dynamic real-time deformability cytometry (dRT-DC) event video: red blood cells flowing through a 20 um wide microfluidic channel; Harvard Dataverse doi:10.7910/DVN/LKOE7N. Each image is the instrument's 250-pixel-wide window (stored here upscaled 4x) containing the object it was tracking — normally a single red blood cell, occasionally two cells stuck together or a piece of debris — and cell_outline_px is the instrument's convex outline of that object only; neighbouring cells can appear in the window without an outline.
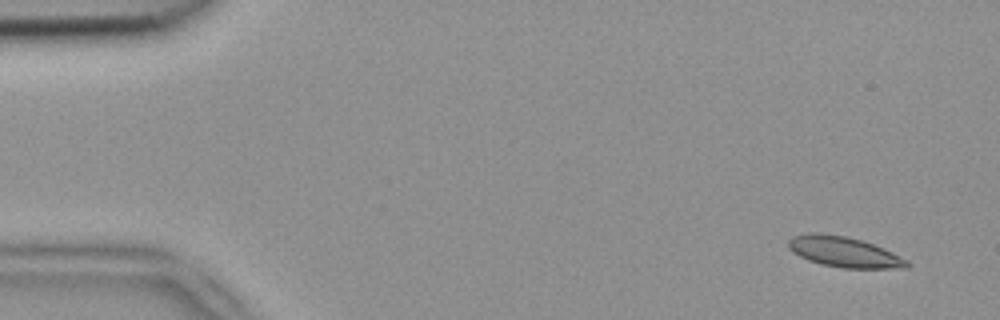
{"species": "common noctule bat (a hibernating species)", "species_latin": "Nyctalus noctula", "temperature_condition": "room temperature", "stored_images_in_passage": 50, "camera_frame_rate_fps": 3000, "um_per_image_px": 0.085, "animal": {"sex": "female", "body_mass_g": 18.4}, "frame": {"image": 1, "passage_image": 1, "time_ms": 0.0, "image_size_px": [1000, 320], "cell_outline_px": [[912, 264], [908, 268], [840, 268], [820, 264], [808, 260], [792, 252], [788, 248], [788, 240], [792, 236], [812, 232], [820, 232], [844, 236], [860, 240], [884, 248], [908, 260]], "centroid_in_image_um": [71.74, 21.42], "position_along_channel_um": 13.3, "area_um2": 21.21}}
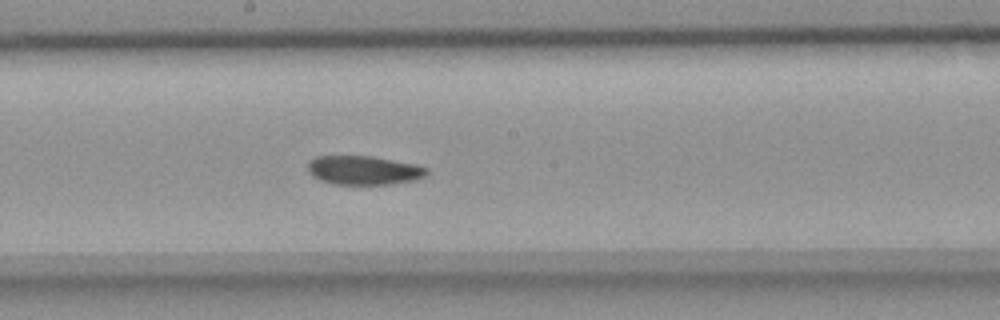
{"frame": {"image": 2, "passage_image": 26, "time_ms": 8.333, "image_size_px": [1000, 320], "cell_outline_px": [[428, 172], [424, 176], [416, 180], [392, 184], [332, 184], [320, 180], [312, 176], [308, 172], [308, 160], [316, 156], [372, 156], [416, 164], [428, 168]], "centroid_in_image_um": [30.91, 14.47], "position_along_channel_um": 217.3, "area_um2": 20.23}}
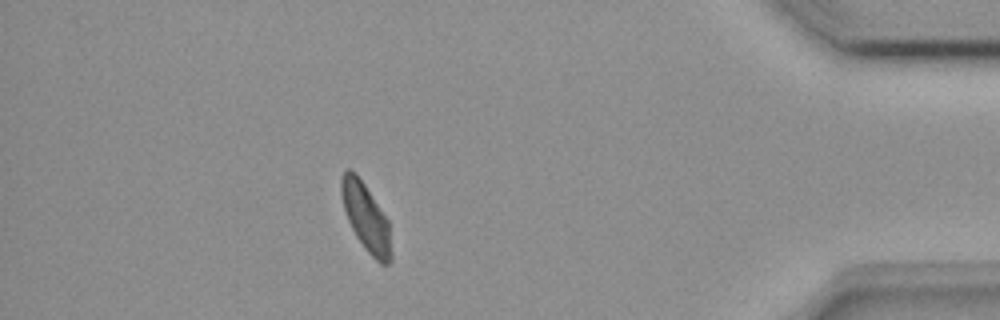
{"frame": {"image": 3, "passage_image": 44, "time_ms": 14.333, "image_size_px": [1000, 320], "cell_outline_px": [[392, 260], [388, 264], [380, 264], [364, 248], [356, 236], [348, 220], [344, 208], [340, 192], [340, 176], [348, 168], [356, 172], [388, 220], [392, 256]], "centroid_in_image_um": [31.09, 18.47], "position_along_channel_um": 404.1, "area_um2": 19.59}, "authors_computed_cell_mechanics": {"area_um2": 20.7213, "velocity_mm_per_s": 3.8728, "shape_relaxation_time_tau1_ms": null, "shape_relaxation_time_tau2_ms": 4.1268, "deformation_change_tau1": null, "deformation_change_tau2": 0.0788}}